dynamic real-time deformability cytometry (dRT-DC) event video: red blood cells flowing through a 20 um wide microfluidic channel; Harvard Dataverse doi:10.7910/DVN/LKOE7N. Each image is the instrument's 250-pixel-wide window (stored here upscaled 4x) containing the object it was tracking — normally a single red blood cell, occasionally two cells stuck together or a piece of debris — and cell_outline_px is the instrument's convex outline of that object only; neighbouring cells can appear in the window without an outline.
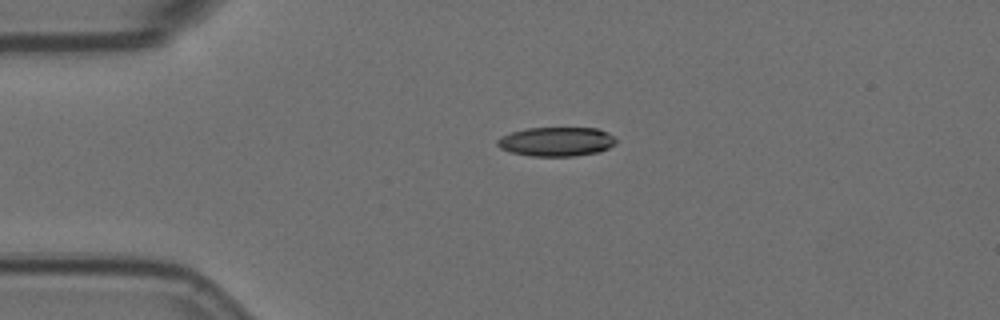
{"species": "Egyptian fruit bat (a non-hibernating species)", "species_latin": "Rousettus aegyptiacus", "temperature_condition": "room temperature", "stored_images_in_passage": 45, "camera_frame_rate_fps": 3000, "um_per_image_px": 0.085, "animal": {"sex": "female"}, "frame": {"image": 1, "passage_image": 1, "time_ms": 0.0, "image_size_px": [1000, 320], "cell_outline_px": [[616, 144], [600, 152], [572, 156], [532, 156], [512, 152], [500, 148], [496, 144], [496, 140], [500, 136], [512, 132], [528, 128], [596, 128], [608, 132], [616, 140]], "centroid_in_image_um": [47.29, 12.04], "position_along_channel_um": 37.7, "area_um2": 20.17}}
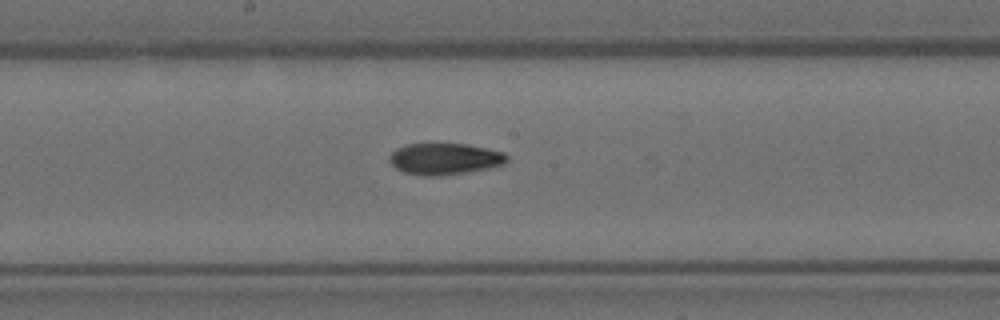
{"frame": {"image": 2, "passage_image": 18, "time_ms": 5.667, "image_size_px": [1000, 320], "cell_outline_px": [[508, 160], [504, 164], [488, 168], [440, 176], [424, 176], [404, 172], [396, 168], [388, 160], [388, 156], [396, 148], [408, 144], [464, 144], [504, 152], [508, 156]], "centroid_in_image_um": [37.77, 13.51], "position_along_channel_um": 210.4, "area_um2": 21.39}}
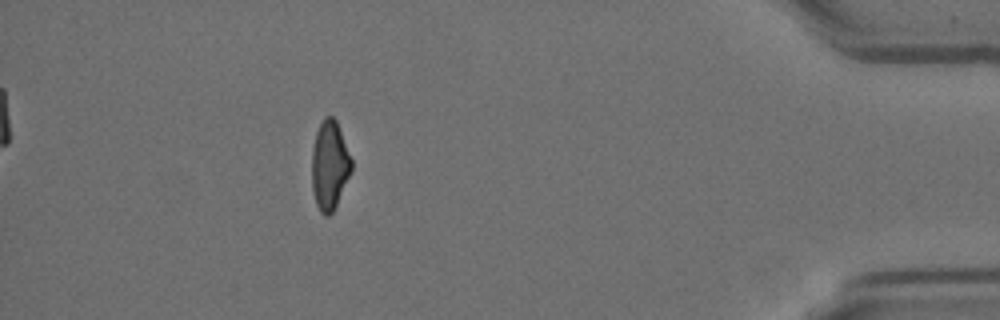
{"frame": {"image": 3, "passage_image": 39, "time_ms": 12.667, "image_size_px": [1000, 320], "cell_outline_px": [[352, 172], [332, 212], [328, 216], [324, 216], [320, 212], [316, 204], [312, 188], [312, 148], [316, 132], [324, 116], [332, 116], [336, 120], [352, 160]], "centroid_in_image_um": [28.01, 14.05], "position_along_channel_um": 407.2, "area_um2": 20.52}, "authors_computed_cell_mechanics": {"area_um2": 21.386, "velocity_mm_per_s": 3.5764, "shape_relaxation_time_tau1_ms": 8.7408, "shape_relaxation_time_tau2_ms": 4.0394, "deformation_change_tau1": 0.2124, "deformation_change_tau2": 0.097}}